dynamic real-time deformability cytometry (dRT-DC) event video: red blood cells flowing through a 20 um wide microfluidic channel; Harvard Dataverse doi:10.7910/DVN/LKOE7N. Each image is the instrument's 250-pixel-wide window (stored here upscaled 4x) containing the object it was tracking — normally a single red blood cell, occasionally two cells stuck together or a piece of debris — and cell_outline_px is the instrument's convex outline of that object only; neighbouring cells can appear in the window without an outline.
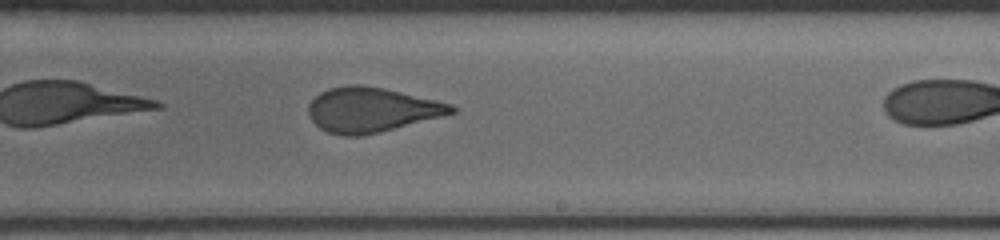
{"species": "human", "species_latin": "Homo sapiens", "temperature_condition": "cold", "stored_images_in_passage": 27, "camera_frame_rate_fps": 3000, "um_per_image_px": 0.085, "donor": {"sex": "male"}, "frame": {"image": 1, "passage_image": 16, "time_ms": 5.0, "image_size_px": [1000, 240], "cell_outline_px": [[456, 112], [444, 116], [360, 136], [344, 136], [328, 132], [320, 128], [308, 116], [308, 104], [320, 92], [328, 88], [348, 84], [360, 84], [384, 88], [436, 100], [452, 104], [456, 108]], "centroid_in_image_um": [31.55, 9.32], "position_along_channel_um": 257.4, "area_um2": 37.17}}
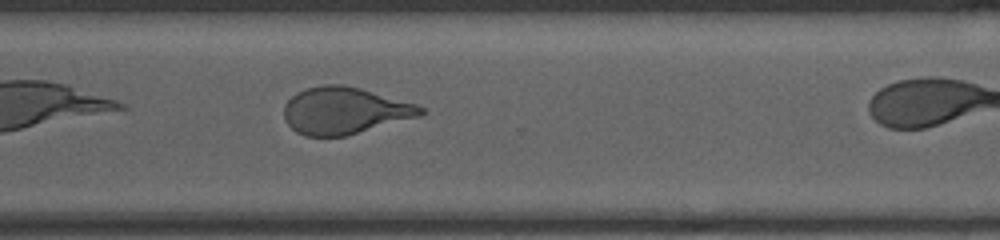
{"frame": {"image": 2, "passage_image": 23, "time_ms": 7.333, "image_size_px": [1000, 240], "cell_outline_px": [[424, 112], [420, 116], [348, 136], [304, 136], [296, 132], [284, 120], [284, 104], [296, 92], [308, 88], [324, 84], [344, 84], [360, 88], [416, 104], [424, 108]], "centroid_in_image_um": [29.27, 9.41], "position_along_channel_um": 341.3, "area_um2": 37.45}}